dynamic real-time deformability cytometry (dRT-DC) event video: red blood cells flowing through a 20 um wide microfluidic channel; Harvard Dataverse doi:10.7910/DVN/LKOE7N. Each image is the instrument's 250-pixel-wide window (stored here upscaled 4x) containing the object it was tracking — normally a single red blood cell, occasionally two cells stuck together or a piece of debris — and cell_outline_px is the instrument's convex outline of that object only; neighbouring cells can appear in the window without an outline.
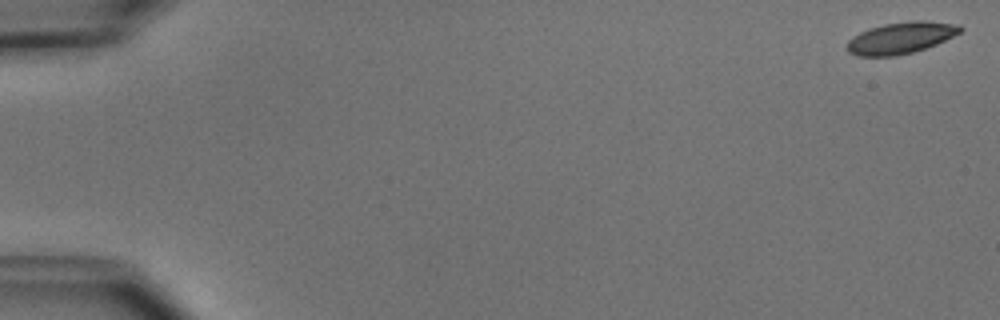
{"species": "common noctule bat (a hibernating species)", "species_latin": "Nyctalus noctula", "temperature_condition": "cold", "stored_images_in_passage": 5, "camera_frame_rate_fps": 3000, "um_per_image_px": 0.085, "animal": {"sex": "male", "body_mass_g": 15.6}, "frame": {"image": 1, "passage_image": 1, "time_ms": 0.0, "image_size_px": [1000, 320], "cell_outline_px": [[964, 28], [960, 32], [936, 44], [912, 52], [892, 56], [860, 56], [848, 52], [848, 40], [852, 36], [860, 32], [884, 24], [912, 20], [924, 20], [960, 24]], "centroid_in_image_um": [76.59, 3.2], "position_along_channel_um": 8.4, "area_um2": 20.63}}
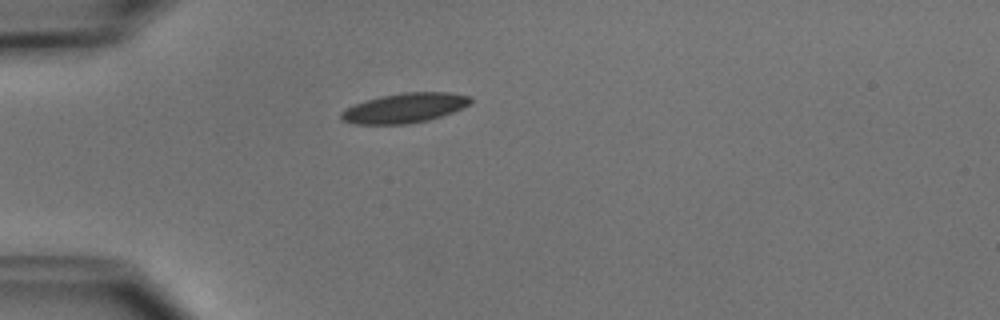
{"frame": {"image": 2, "passage_image": 5, "time_ms": 4.667, "image_size_px": [1000, 320], "cell_outline_px": [[472, 100], [468, 104], [452, 112], [428, 120], [408, 124], [356, 124], [340, 120], [340, 112], [344, 108], [364, 100], [380, 96], [404, 92], [452, 92], [472, 96]], "centroid_in_image_um": [34.35, 9.17], "position_along_channel_um": 50.7, "area_um2": 22.54}}